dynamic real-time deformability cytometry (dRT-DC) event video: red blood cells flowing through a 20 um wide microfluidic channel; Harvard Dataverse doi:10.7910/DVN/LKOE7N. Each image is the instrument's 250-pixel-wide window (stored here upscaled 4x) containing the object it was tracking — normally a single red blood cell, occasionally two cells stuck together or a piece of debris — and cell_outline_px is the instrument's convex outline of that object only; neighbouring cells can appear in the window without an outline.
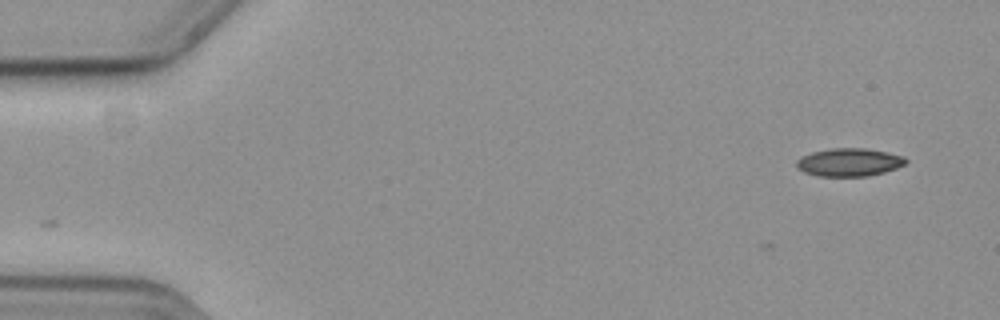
{"species": "common noctule bat (a hibernating species)", "species_latin": "Nyctalus noctula", "temperature_condition": "cold", "stored_images_in_passage": 2, "camera_frame_rate_fps": 3000, "um_per_image_px": 0.085, "animal": {"sex": "female", "body_mass_g": 19.3, "forearm_length_mm": 54.1}, "frame": {"image": 1, "passage_image": 2, "time_ms": 0.333, "image_size_px": [1000, 320], "cell_outline_px": [[908, 160], [904, 164], [896, 168], [884, 172], [868, 176], [820, 176], [804, 172], [796, 164], [796, 160], [800, 156], [812, 152], [832, 148], [864, 148], [888, 152], [904, 156]], "centroid_in_image_um": [72.19, 13.78], "position_along_channel_um": 12.8, "area_um2": 17.8}}